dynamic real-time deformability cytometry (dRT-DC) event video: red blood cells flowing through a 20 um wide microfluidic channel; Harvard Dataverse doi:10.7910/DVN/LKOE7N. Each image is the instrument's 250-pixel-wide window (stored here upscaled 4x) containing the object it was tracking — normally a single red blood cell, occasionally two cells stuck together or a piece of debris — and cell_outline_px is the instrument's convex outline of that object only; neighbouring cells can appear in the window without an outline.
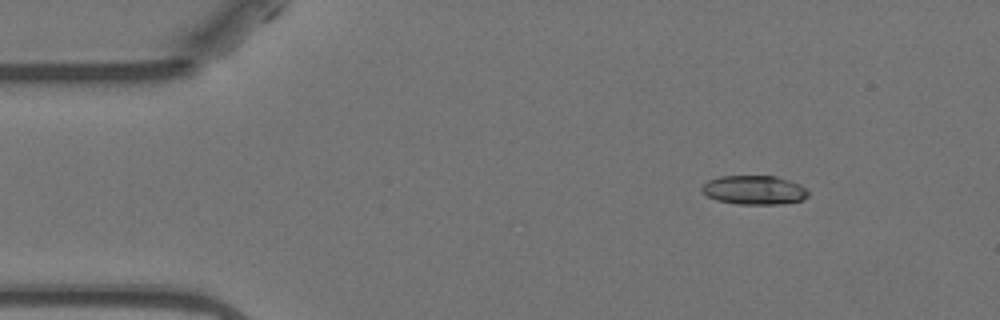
{"species": "Egyptian fruit bat (a non-hibernating species)", "species_latin": "Rousettus aegyptiacus", "temperature_condition": "warm", "stored_images_in_passage": 6, "camera_frame_rate_fps": 3000, "um_per_image_px": 0.085, "animal": {"sex": "female"}, "frame": {"image": 1, "passage_image": 2, "time_ms": 1.333, "image_size_px": [1000, 320], "cell_outline_px": [[808, 196], [800, 200], [784, 204], [736, 204], [716, 200], [700, 192], [700, 188], [708, 180], [720, 176], [776, 176], [800, 184], [808, 192]], "centroid_in_image_um": [64.07, 16.15], "position_along_channel_um": 20.9, "area_um2": 18.03}}
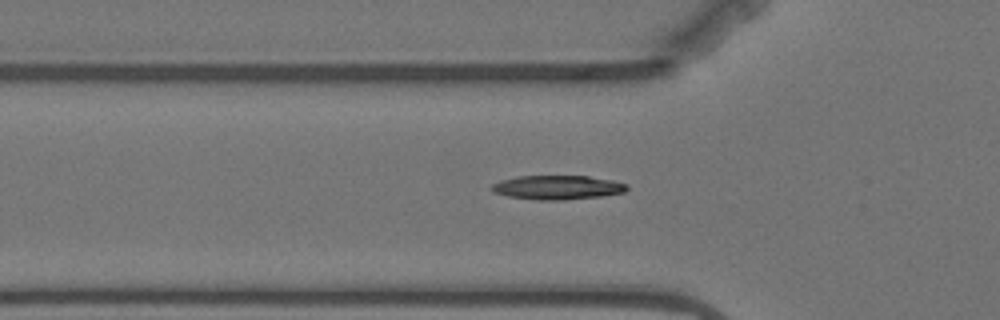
{"frame": {"image": 2, "passage_image": 5, "time_ms": 5.0, "image_size_px": [1000, 320], "cell_outline_px": [[628, 188], [624, 192], [600, 196], [564, 200], [536, 200], [508, 196], [492, 192], [488, 188], [492, 184], [500, 180], [516, 176], [588, 176], [612, 180], [628, 184]], "centroid_in_image_um": [47.33, 15.93], "position_along_channel_um": 78.5, "area_um2": 19.13}}